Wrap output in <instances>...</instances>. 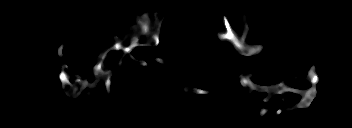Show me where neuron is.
Instances as JSON below:
<instances>
[{
	"label": "neuron",
	"mask_w": 352,
	"mask_h": 128,
	"mask_svg": "<svg viewBox=\"0 0 352 128\" xmlns=\"http://www.w3.org/2000/svg\"><path fill=\"white\" fill-rule=\"evenodd\" d=\"M142 16L144 18V21H141L140 19H136L135 25H133L130 28L129 32L122 39H120L118 35L111 34L109 31L105 30L104 28L98 27L96 25H91V28L93 29L96 28L105 33H108L115 40V43L104 54L100 55L101 61L99 62V64L91 68L92 70H98V69L101 70V74L103 76H106L107 80H106L105 86L107 88V94L111 93L110 86L112 85V81H111L112 73H111V70L107 68L106 65H107V59L113 51L123 49L126 53H132L135 48L141 47L143 45L146 46L148 50H150L154 47H157L160 44V39L157 34L160 31L161 20H159L157 13L150 12L152 21H149L147 19L145 13H142ZM222 19L226 26L227 33L219 36L221 41L229 40L243 56L255 55L261 52L262 50L261 45L247 46L244 43L246 34H244L242 39H239V37H237L236 34L232 31L227 17L223 15ZM64 47H65V44L61 43L60 48L58 49L59 57H62V50L64 49ZM123 64H124L123 59H120L119 66L122 67ZM315 67L316 66L313 65L310 71L306 73L310 78V81L312 84H315L319 81L318 76L314 72ZM68 68H69L68 66L60 67L62 72L60 73L59 77L62 84H64L66 87L63 93L66 96L71 97L72 99H78V98L80 99L81 95L84 94V91L86 90L89 84V80L88 78H85V82L83 83L81 91L79 92L78 96H75L73 93L71 80L68 79L67 73L65 72L66 69ZM75 81L78 83H81L82 79L78 77L75 79ZM247 85L250 86L255 91H261V92L265 91L266 93L270 91H274L277 94H282L283 92L289 91L294 94H299L300 92L298 89H292L285 86L284 82L278 84L277 86H266V85L259 86L252 81V78L250 76L246 77L244 76V74H241L240 86L244 87ZM194 91L200 94H208L212 92L211 90L205 91L198 88H194ZM300 94L304 95V99L296 107L298 108L307 107L310 105L311 101L316 97V88L313 86L308 91L300 92ZM263 103L265 104L266 107L261 111V115H263L265 112L270 111V106L268 105V102L265 99H263ZM275 113L276 115L281 114L282 109L280 108L277 109Z\"/></svg>",
	"instance_id": "neuron-1"
}]
</instances>
